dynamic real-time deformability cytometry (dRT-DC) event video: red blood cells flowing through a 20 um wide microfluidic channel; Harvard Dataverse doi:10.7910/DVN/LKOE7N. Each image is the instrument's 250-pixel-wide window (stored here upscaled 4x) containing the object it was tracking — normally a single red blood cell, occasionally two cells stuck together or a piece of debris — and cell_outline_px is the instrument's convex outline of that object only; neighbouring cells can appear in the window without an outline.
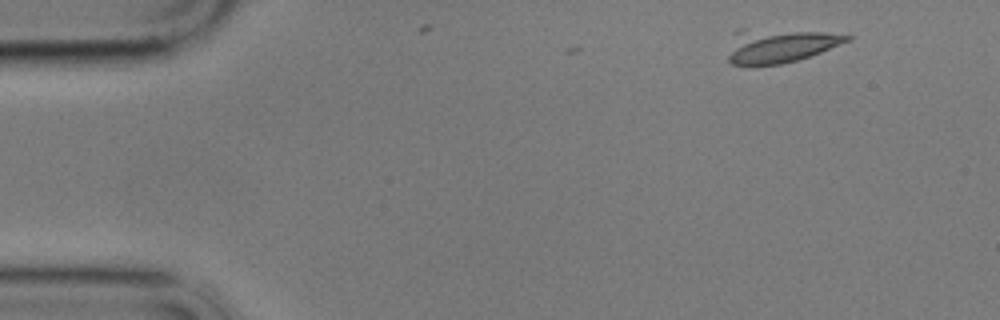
{"species": "common noctule bat (a hibernating species)", "species_latin": "Nyctalus noctula", "temperature_condition": "cold", "stored_images_in_passage": 3, "camera_frame_rate_fps": 3000, "um_per_image_px": 0.085, "animal": {"sex": "male", "body_mass_g": 17.9}, "frame": {"image": 1, "passage_image": 3, "time_ms": 0.667, "image_size_px": [1000, 320], "cell_outline_px": [[852, 40], [820, 52], [796, 60], [780, 64], [732, 64], [728, 60], [728, 56], [732, 32], [736, 28], [744, 28], [824, 32], [852, 36]], "centroid_in_image_um": [66.21, 3.85], "position_along_channel_um": 18.8, "area_um2": 23.52}}